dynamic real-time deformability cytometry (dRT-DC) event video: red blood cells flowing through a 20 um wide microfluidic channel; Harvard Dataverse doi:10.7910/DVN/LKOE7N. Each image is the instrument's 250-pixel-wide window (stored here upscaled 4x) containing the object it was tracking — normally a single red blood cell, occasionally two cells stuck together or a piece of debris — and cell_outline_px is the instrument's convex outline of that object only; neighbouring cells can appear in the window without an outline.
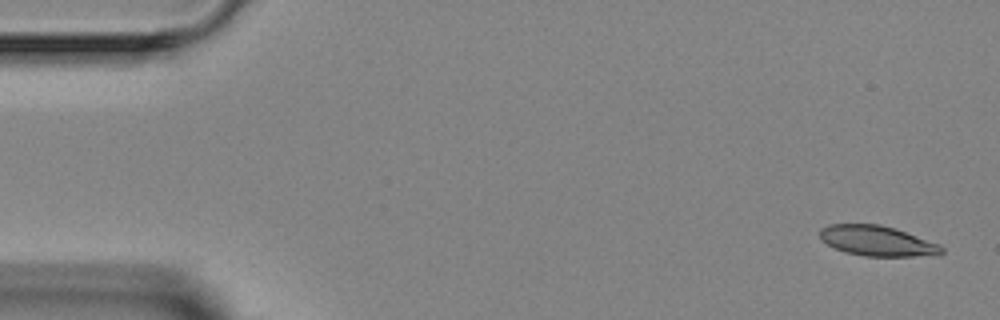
{"species": "Egyptian fruit bat (a non-hibernating species)", "species_latin": "Rousettus aegyptiacus", "temperature_condition": "room temperature", "stored_images_in_passage": 6, "segment_of_instrument_passage": [1, 2], "camera_frame_rate_fps": 3000, "um_per_image_px": 0.085, "animal": {"sex": "female"}, "frame": {"image": 1, "passage_image": 1, "time_ms": 0.0, "image_size_px": [1000, 320], "cell_outline_px": [[944, 252], [940, 256], [864, 256], [844, 252], [828, 244], [820, 236], [820, 228], [828, 224], [880, 224], [896, 228], [940, 244], [944, 248]], "centroid_in_image_um": [74.63, 20.48], "position_along_channel_um": 10.4, "area_um2": 21.68}}
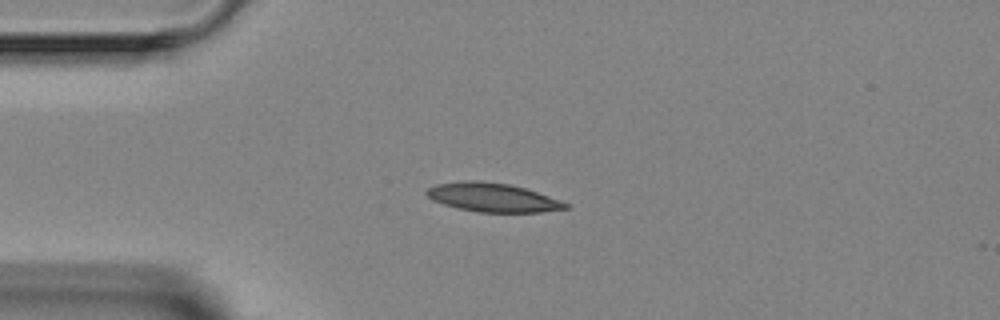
{"frame": {"image": 2, "passage_image": 4, "time_ms": 3.333, "image_size_px": [1000, 320], "cell_outline_px": [[572, 204], [568, 208], [540, 212], [480, 212], [456, 208], [432, 200], [424, 192], [428, 188], [436, 184], [464, 180], [476, 180], [508, 184], [524, 188]], "centroid_in_image_um": [41.86, 16.78], "position_along_channel_um": 43.1, "area_um2": 23.24}}